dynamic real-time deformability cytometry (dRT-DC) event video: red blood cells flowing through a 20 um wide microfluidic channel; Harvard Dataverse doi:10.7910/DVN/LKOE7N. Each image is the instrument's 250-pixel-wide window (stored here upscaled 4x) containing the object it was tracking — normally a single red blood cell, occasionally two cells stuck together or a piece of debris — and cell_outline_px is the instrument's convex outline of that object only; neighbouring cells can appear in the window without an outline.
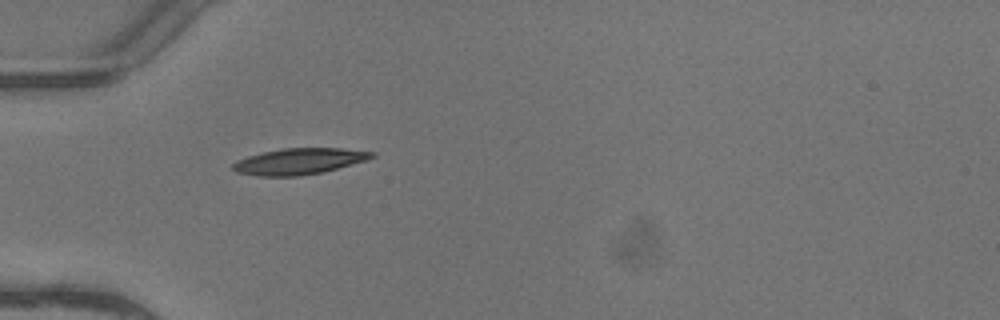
{"species": "common noctule bat (a hibernating species)", "species_latin": "Nyctalus noctula", "temperature_condition": "warm", "stored_images_in_passage": 2, "camera_frame_rate_fps": 3000, "um_per_image_px": 0.085, "animal": {"sex": "female"}, "frame": {"image": 1, "passage_image": 1, "time_ms": 0.0, "image_size_px": [1000, 320], "cell_outline_px": [[376, 156], [368, 160], [324, 172], [300, 176], [256, 176], [236, 172], [232, 168], [232, 164], [236, 160], [248, 156], [280, 148], [340, 148], [376, 152]], "centroid_in_image_um": [25.44, 13.71], "position_along_channel_um": 59.6, "area_um2": 21.39}}
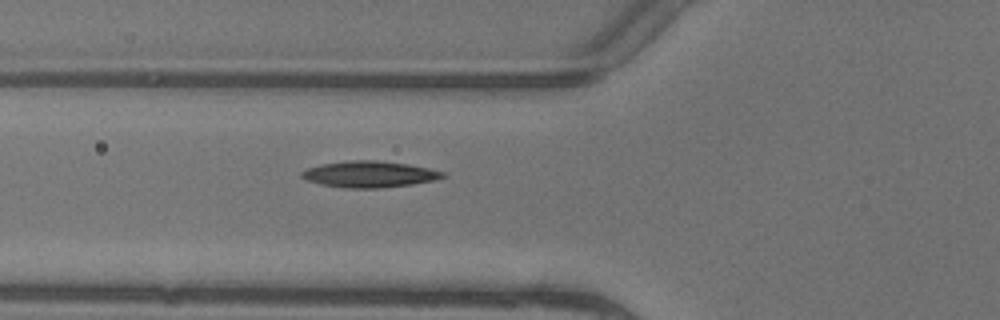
{"frame": {"image": 2, "passage_image": 2, "time_ms": 0.333, "image_size_px": [1000, 320], "cell_outline_px": [[448, 176], [436, 180], [412, 184], [380, 188], [344, 188], [320, 184], [308, 180], [300, 176], [300, 172], [308, 168], [320, 164], [352, 160], [380, 160], [408, 164], [428, 168], [444, 172]], "centroid_in_image_um": [31.42, 14.81], "position_along_channel_um": 94.4, "area_um2": 21.73}}